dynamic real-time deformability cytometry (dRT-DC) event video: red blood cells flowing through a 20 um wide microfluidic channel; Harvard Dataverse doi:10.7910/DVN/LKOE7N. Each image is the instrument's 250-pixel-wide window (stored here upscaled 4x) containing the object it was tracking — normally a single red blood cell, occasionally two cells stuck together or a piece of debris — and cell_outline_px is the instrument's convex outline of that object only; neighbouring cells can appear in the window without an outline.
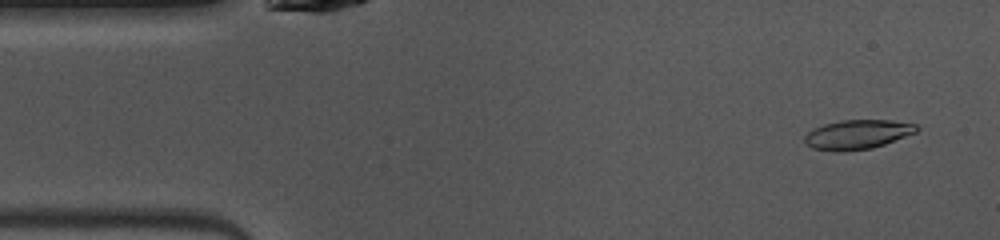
{"species": "common noctule bat (a hibernating species)", "species_latin": "Nyctalus noctula", "temperature_condition": "warm", "stored_images_in_passage": 48, "camera_frame_rate_fps": 3000, "um_per_image_px": 0.085, "animal": {"sex": "female", "body_mass_g": 10.0, "forearm_length_mm": 53.1}, "frame": {"image": 1, "passage_image": 3, "time_ms": 0.667, "image_size_px": [1000, 240], "cell_outline_px": [[920, 128], [916, 132], [884, 144], [872, 148], [840, 152], [836, 152], [812, 148], [804, 144], [804, 136], [812, 128], [824, 124], [840, 120], [892, 120], [916, 124]], "centroid_in_image_um": [72.84, 11.43], "position_along_channel_um": 12.2, "area_um2": 19.31}}
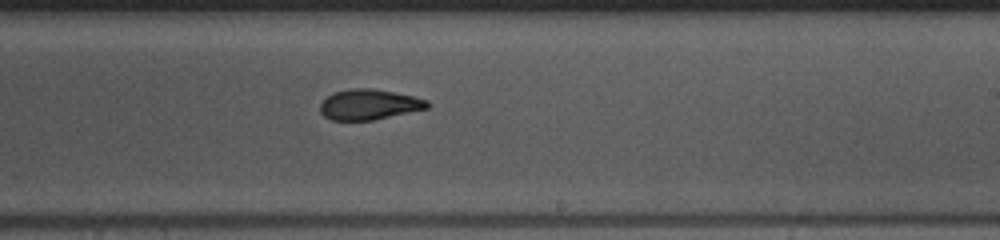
{"frame": {"image": 2, "passage_image": 27, "time_ms": 8.667, "image_size_px": [1000, 240], "cell_outline_px": [[432, 104], [428, 108], [372, 120], [332, 120], [324, 116], [320, 112], [320, 104], [332, 92], [352, 88], [372, 88], [412, 96], [428, 100]], "centroid_in_image_um": [31.37, 8.88], "position_along_channel_um": 257.6, "area_um2": 18.9}}
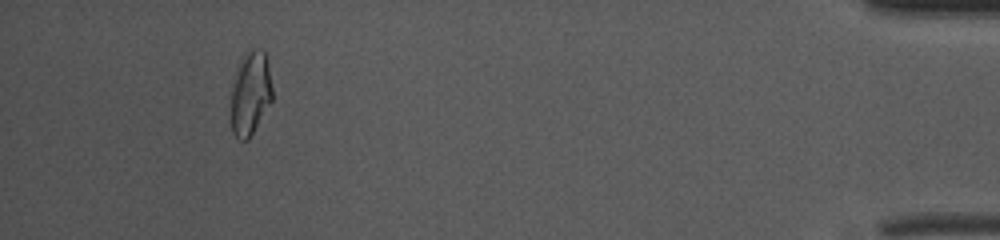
{"frame": {"image": 3, "passage_image": 44, "time_ms": 14.333, "image_size_px": [1000, 240], "cell_outline_px": [[272, 100], [248, 140], [240, 140], [232, 132], [232, 88], [236, 68], [240, 56], [244, 52], [252, 48], [256, 48], [264, 52], [268, 64], [272, 88]], "centroid_in_image_um": [21.28, 7.88], "position_along_channel_um": 413.9, "area_um2": 20.11}, "authors_computed_cell_mechanics": {"area_um2": 19.4208, "velocity_mm_per_s": 4.0576, "shape_relaxation_time_tau1_ms": 7.1459, "shape_relaxation_time_tau2_ms": 5.3967, "deformation_change_tau1": 0.2263, "deformation_change_tau2": 0.0921}}